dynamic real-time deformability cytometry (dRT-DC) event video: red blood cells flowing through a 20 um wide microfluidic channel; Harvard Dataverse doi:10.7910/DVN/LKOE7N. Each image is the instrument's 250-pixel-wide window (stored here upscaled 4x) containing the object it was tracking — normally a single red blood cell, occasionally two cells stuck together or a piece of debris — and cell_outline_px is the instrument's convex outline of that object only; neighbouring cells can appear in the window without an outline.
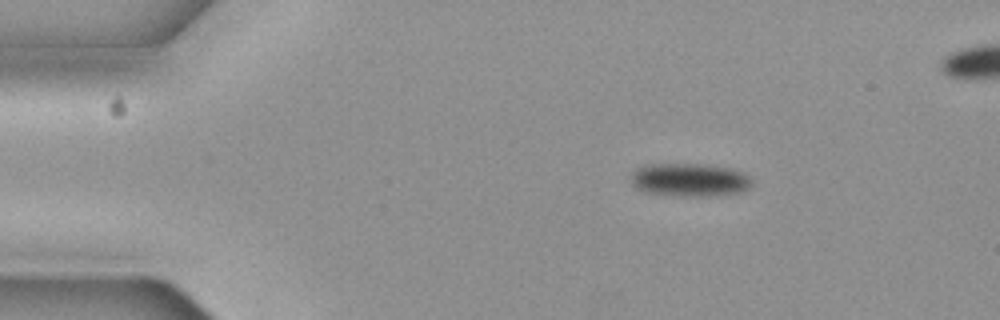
{"species": "common noctule bat (a hibernating species)", "species_latin": "Nyctalus noctula", "temperature_condition": "cold", "stored_images_in_passage": 4, "camera_frame_rate_fps": 3000, "um_per_image_px": 0.085, "animal": {"sex": "female", "body_mass_g": 19.3, "forearm_length_mm": 54.1}, "frame": {"image": 1, "passage_image": 1, "time_ms": 0.0, "image_size_px": [1000, 320], "cell_outline_px": [[752, 184], [748, 188], [736, 192], [716, 196], [680, 196], [644, 192], [636, 188], [632, 184], [632, 172], [636, 168], [644, 164], [708, 164], [732, 168], [744, 172], [752, 180]], "centroid_in_image_um": [58.61, 15.28], "position_along_channel_um": 26.4, "area_um2": 23.64}}